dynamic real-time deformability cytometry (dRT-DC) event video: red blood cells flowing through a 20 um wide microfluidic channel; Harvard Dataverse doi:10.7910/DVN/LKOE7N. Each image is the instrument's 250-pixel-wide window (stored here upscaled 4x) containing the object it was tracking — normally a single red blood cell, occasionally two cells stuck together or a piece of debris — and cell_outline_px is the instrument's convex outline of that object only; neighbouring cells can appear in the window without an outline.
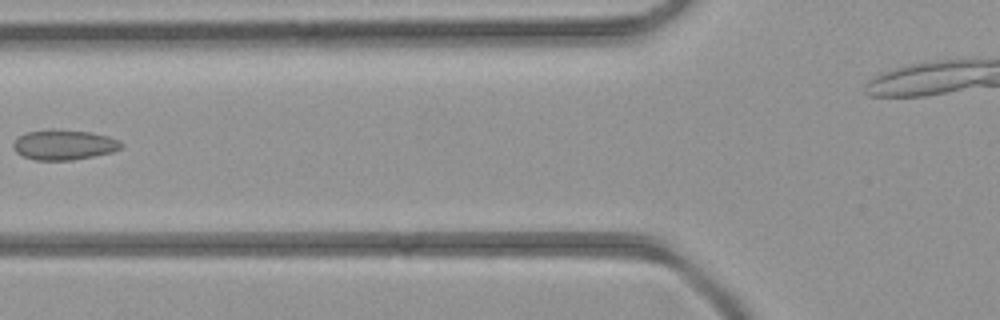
{"species": "common noctule bat (a hibernating species)", "species_latin": "Nyctalus noctula", "temperature_condition": "room temperature", "stored_images_in_passage": 5, "camera_frame_rate_fps": 3000, "um_per_image_px": 0.085, "animal": {"sex": "female", "body_mass_g": 21.9}, "frame": {"image": 1, "passage_image": 4, "time_ms": 4.333, "image_size_px": [1000, 320], "cell_outline_px": [[124, 144], [120, 148], [112, 152], [72, 160], [36, 160], [24, 156], [16, 152], [12, 148], [12, 144], [20, 136], [28, 132], [92, 132], [108, 136], [120, 140]], "centroid_in_image_um": [5.48, 12.35], "position_along_channel_um": 120.3, "area_um2": 18.09}}